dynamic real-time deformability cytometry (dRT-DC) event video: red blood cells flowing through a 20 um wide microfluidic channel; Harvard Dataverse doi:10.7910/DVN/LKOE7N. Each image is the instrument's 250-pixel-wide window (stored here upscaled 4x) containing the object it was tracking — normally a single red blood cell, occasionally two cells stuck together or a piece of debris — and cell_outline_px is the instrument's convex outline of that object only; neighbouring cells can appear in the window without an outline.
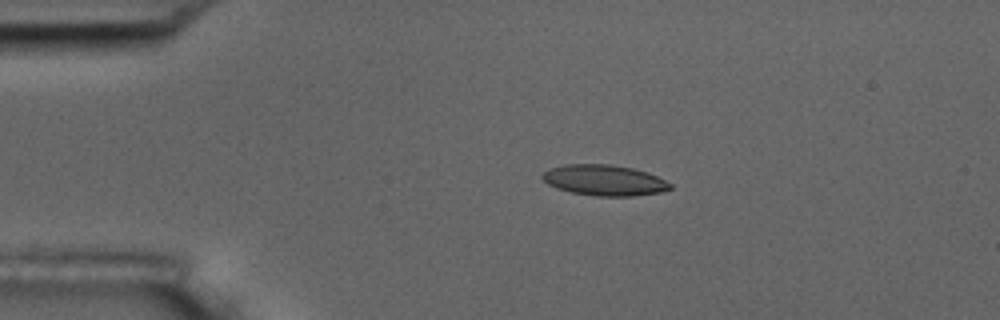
{"species": "common noctule bat (a hibernating species)", "species_latin": "Nyctalus noctula", "temperature_condition": "room temperature", "stored_images_in_passage": 9, "camera_frame_rate_fps": 3000, "um_per_image_px": 0.085, "animal": {"sex": "male", "body_mass_g": 17.5, "forearm_length_mm": 52.3}, "frame": {"image": 1, "passage_image": 2, "time_ms": 0.333, "image_size_px": [1000, 320], "cell_outline_px": [[672, 188], [660, 192], [632, 196], [596, 196], [572, 192], [556, 188], [548, 184], [540, 176], [548, 168], [564, 164], [608, 164], [632, 168], [648, 172], [672, 184]], "centroid_in_image_um": [51.34, 15.31], "position_along_channel_um": 33.7, "area_um2": 22.89}}
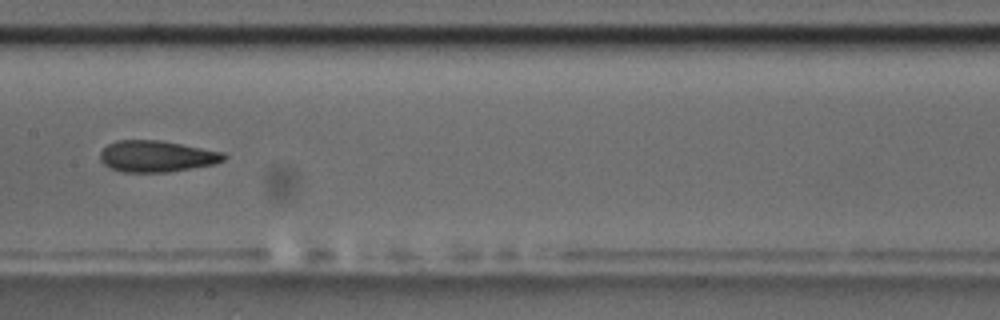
{"frame": {"image": 2, "passage_image": 7, "time_ms": 2.0, "image_size_px": [1000, 320], "cell_outline_px": [[228, 156], [224, 160], [216, 164], [168, 172], [120, 172], [104, 164], [100, 160], [100, 152], [108, 144], [116, 140], [160, 140], [224, 152]], "centroid_in_image_um": [13.33, 13.28], "position_along_channel_um": 194.1, "area_um2": 22.72}}
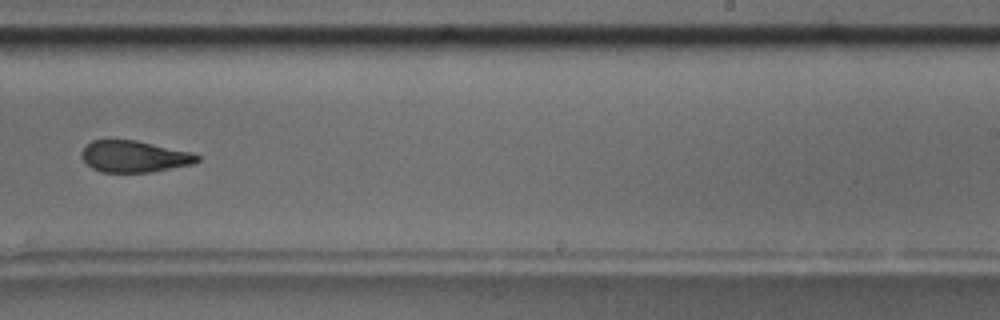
{"frame": {"image": 3, "passage_image": 9, "time_ms": 2.667, "image_size_px": [1000, 320], "cell_outline_px": [[200, 160], [192, 164], [148, 172], [100, 172], [92, 168], [80, 156], [80, 152], [92, 140], [136, 140], [196, 152], [200, 156]], "centroid_in_image_um": [11.44, 13.29], "position_along_channel_um": 277.6, "area_um2": 21.39}}